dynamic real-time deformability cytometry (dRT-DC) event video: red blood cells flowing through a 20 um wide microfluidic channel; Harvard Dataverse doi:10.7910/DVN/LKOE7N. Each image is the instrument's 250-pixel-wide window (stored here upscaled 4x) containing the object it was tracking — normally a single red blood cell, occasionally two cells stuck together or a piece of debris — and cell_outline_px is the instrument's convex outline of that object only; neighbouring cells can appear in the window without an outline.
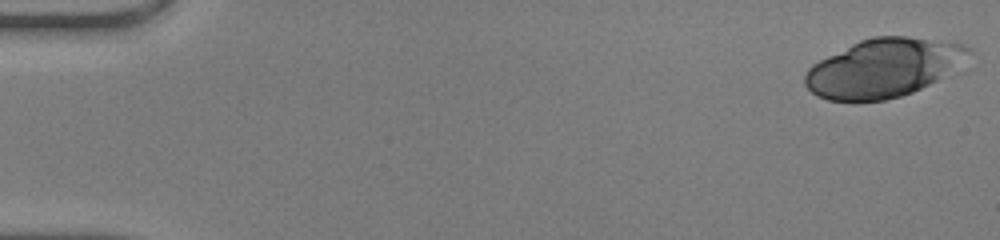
{"species": "human", "species_latin": "Homo sapiens", "temperature_condition": "warm", "stored_images_in_passage": 24, "camera_frame_rate_fps": 3000, "um_per_image_px": 0.085, "donor": {"sex": "male"}, "frame": {"image": 1, "passage_image": 1, "time_ms": 0.0, "image_size_px": [1000, 240], "cell_outline_px": [[972, 52], [968, 72], [912, 92], [900, 96], [884, 100], [828, 100], [816, 96], [804, 84], [804, 72], [812, 64], [860, 40], [872, 36], [908, 36], [964, 44], [972, 48]], "centroid_in_image_um": [75.33, 5.78], "position_along_channel_um": 9.7, "area_um2": 57.74}}